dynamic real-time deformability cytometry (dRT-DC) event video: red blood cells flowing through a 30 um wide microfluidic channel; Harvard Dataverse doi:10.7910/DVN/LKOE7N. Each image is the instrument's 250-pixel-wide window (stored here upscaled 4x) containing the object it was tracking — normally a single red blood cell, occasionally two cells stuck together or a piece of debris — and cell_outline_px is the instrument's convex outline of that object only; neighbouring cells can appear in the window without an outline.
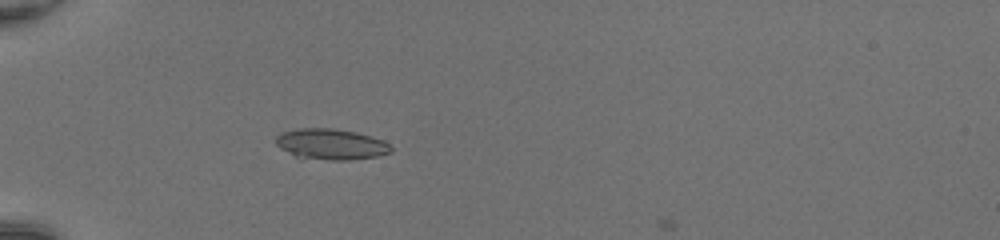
{"species": "common noctule bat (a hibernating species)", "species_latin": "Nyctalus noctula", "temperature_condition": "room temperature", "stored_images_in_passage": 20, "camera_frame_rate_fps": 3000, "um_per_image_px": 0.085, "animal": {"sex": "female", "body_mass_g": 20.0, "forearm_length_mm": 54.0}, "frame": {"image": 1, "passage_image": 19, "time_ms": 6.0, "image_size_px": [1000, 240], "cell_outline_px": [[392, 152], [376, 156], [348, 160], [300, 160], [280, 148], [276, 144], [276, 136], [280, 132], [300, 128], [332, 128], [356, 132], [384, 140], [392, 148]], "centroid_in_image_um": [28.07, 12.28], "position_along_channel_um": 56.9, "area_um2": 21.1}}